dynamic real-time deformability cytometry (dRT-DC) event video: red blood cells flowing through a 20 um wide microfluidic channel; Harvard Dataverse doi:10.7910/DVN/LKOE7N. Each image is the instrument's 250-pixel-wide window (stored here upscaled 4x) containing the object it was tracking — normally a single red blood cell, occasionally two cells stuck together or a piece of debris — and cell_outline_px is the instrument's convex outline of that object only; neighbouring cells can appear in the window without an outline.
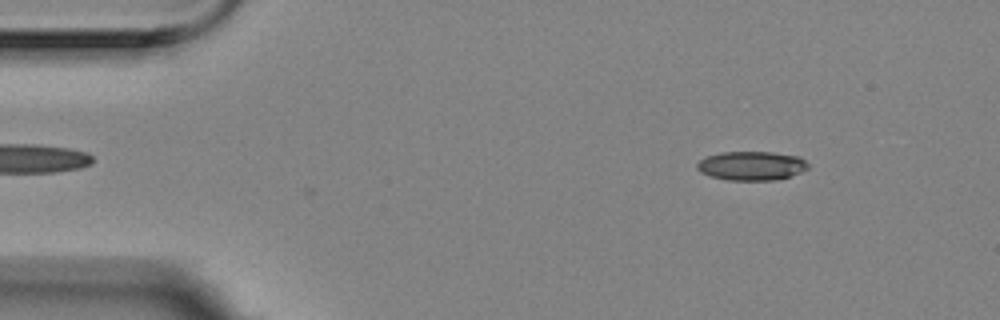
{"species": "Egyptian fruit bat (a non-hibernating species)", "species_latin": "Rousettus aegyptiacus", "temperature_condition": "room temperature", "stored_images_in_passage": 3, "camera_frame_rate_fps": 3000, "um_per_image_px": 0.085, "animal": {"sex": "female"}, "frame": {"image": 1, "passage_image": 1, "time_ms": 0.0, "image_size_px": [1000, 320], "cell_outline_px": [[808, 168], [800, 172], [788, 176], [772, 180], [728, 180], [712, 176], [700, 172], [696, 168], [696, 164], [700, 160], [708, 156], [720, 152], [772, 152], [800, 156], [808, 164]], "centroid_in_image_um": [63.86, 14.08], "position_along_channel_um": 21.1, "area_um2": 18.61}}